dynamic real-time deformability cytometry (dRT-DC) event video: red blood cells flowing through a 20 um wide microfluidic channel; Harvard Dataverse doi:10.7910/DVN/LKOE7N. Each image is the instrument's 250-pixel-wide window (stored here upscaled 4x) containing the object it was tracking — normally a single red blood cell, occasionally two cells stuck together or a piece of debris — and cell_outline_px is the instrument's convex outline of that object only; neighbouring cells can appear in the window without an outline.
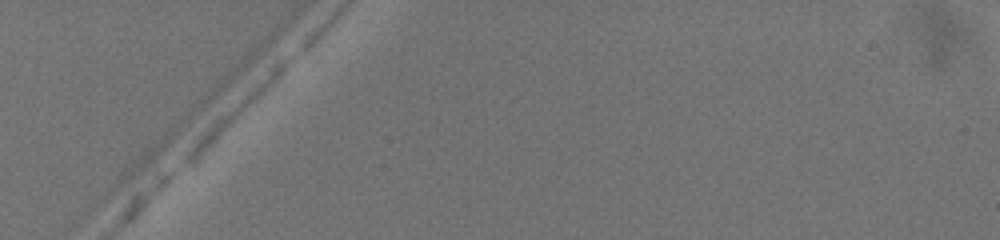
{"species": "common noctule bat (a hibernating species)", "species_latin": "Nyctalus noctula", "temperature_condition": "warm", "stored_images_in_passage": 4, "camera_frame_rate_fps": 3000, "um_per_image_px": 0.085, "animal": {"sex": "female", "body_mass_g": 19.5, "forearm_length_mm": 54.1}, "frame": {"image": 1, "passage_image": 1, "time_ms": 0.0, "image_size_px": [1000, 240], "cell_outline_px": [[292, 60], [260, 92], [188, 160], [180, 164], [184, 156], [196, 136], [216, 116], [276, 60], [284, 56], [292, 56]], "centroid_in_image_um": [20.1, 9.0], "position_along_channel_um": 64.9, "area_um2": 12.25}}